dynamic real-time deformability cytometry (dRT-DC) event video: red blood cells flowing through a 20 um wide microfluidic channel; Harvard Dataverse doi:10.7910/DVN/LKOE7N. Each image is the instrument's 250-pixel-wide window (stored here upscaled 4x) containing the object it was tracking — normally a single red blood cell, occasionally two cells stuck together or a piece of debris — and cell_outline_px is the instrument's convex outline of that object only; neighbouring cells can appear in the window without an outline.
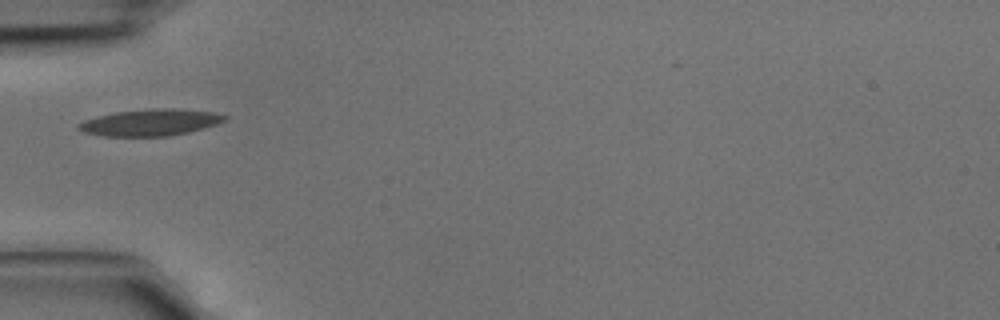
{"species": "common noctule bat (a hibernating species)", "species_latin": "Nyctalus noctula", "temperature_condition": "cold", "stored_images_in_passage": 4, "camera_frame_rate_fps": 3000, "um_per_image_px": 0.085, "animal": {"sex": "male", "body_mass_g": 15.6}, "frame": {"image": 1, "passage_image": 4, "time_ms": 1.0, "image_size_px": [1000, 320], "cell_outline_px": [[228, 120], [204, 128], [188, 132], [168, 136], [104, 136], [84, 132], [76, 128], [76, 124], [84, 120], [96, 116], [116, 112], [152, 108], [172, 108], [216, 112], [228, 116]], "centroid_in_image_um": [12.79, 10.4], "position_along_channel_um": 72.2, "area_um2": 22.83}}